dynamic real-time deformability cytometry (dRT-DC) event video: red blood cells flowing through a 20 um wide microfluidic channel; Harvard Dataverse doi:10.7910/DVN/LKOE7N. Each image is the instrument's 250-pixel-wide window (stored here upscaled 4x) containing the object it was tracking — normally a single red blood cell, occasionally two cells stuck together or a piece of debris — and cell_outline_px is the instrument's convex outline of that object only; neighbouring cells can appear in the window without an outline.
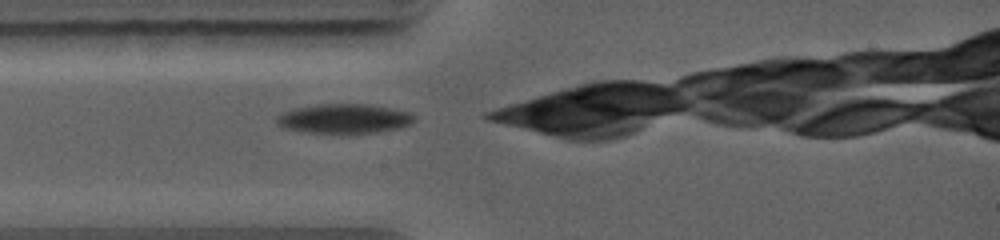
{"species": "common noctule bat (a hibernating species)", "species_latin": "Nyctalus noctula", "temperature_condition": "warm", "stored_images_in_passage": 6, "camera_frame_rate_fps": 5000, "um_per_image_px": 0.085, "animal": {"sex": "female", "body_mass_g": 19.0, "forearm_length_mm": 56.7}, "frame": {"image": 1, "passage_image": 1, "time_ms": 0.0, "image_size_px": [1000, 240], "cell_outline_px": [[412, 124], [400, 128], [380, 132], [356, 136], [340, 136], [304, 132], [280, 128], [276, 124], [276, 116], [284, 112], [296, 108], [316, 104], [364, 104], [388, 108], [408, 112], [412, 116]], "centroid_in_image_um": [29.18, 10.15], "position_along_channel_um": 55.8, "area_um2": 24.62}}